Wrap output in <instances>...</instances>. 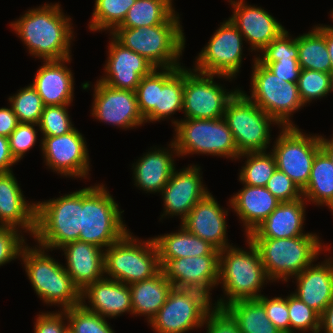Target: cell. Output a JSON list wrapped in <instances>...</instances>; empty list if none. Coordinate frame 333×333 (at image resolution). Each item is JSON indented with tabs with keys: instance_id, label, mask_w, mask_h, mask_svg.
Returning <instances> with one entry per match:
<instances>
[{
	"instance_id": "49",
	"label": "cell",
	"mask_w": 333,
	"mask_h": 333,
	"mask_svg": "<svg viewBox=\"0 0 333 333\" xmlns=\"http://www.w3.org/2000/svg\"><path fill=\"white\" fill-rule=\"evenodd\" d=\"M135 93L139 112L144 118L157 104L158 68L141 78Z\"/></svg>"
},
{
	"instance_id": "37",
	"label": "cell",
	"mask_w": 333,
	"mask_h": 333,
	"mask_svg": "<svg viewBox=\"0 0 333 333\" xmlns=\"http://www.w3.org/2000/svg\"><path fill=\"white\" fill-rule=\"evenodd\" d=\"M298 62L301 69L332 72L331 61L325 39V24L314 25L312 29L296 37Z\"/></svg>"
},
{
	"instance_id": "9",
	"label": "cell",
	"mask_w": 333,
	"mask_h": 333,
	"mask_svg": "<svg viewBox=\"0 0 333 333\" xmlns=\"http://www.w3.org/2000/svg\"><path fill=\"white\" fill-rule=\"evenodd\" d=\"M178 156L202 154L237 160L239 153L231 130L223 117L182 119L173 127Z\"/></svg>"
},
{
	"instance_id": "44",
	"label": "cell",
	"mask_w": 333,
	"mask_h": 333,
	"mask_svg": "<svg viewBox=\"0 0 333 333\" xmlns=\"http://www.w3.org/2000/svg\"><path fill=\"white\" fill-rule=\"evenodd\" d=\"M290 333H318L320 315L292 293L288 294Z\"/></svg>"
},
{
	"instance_id": "41",
	"label": "cell",
	"mask_w": 333,
	"mask_h": 333,
	"mask_svg": "<svg viewBox=\"0 0 333 333\" xmlns=\"http://www.w3.org/2000/svg\"><path fill=\"white\" fill-rule=\"evenodd\" d=\"M8 101L19 122L39 124L44 104L31 83L9 96Z\"/></svg>"
},
{
	"instance_id": "5",
	"label": "cell",
	"mask_w": 333,
	"mask_h": 333,
	"mask_svg": "<svg viewBox=\"0 0 333 333\" xmlns=\"http://www.w3.org/2000/svg\"><path fill=\"white\" fill-rule=\"evenodd\" d=\"M182 23L115 28L109 35L123 47L145 57L156 68L182 67L186 37ZM182 64V65H181Z\"/></svg>"
},
{
	"instance_id": "27",
	"label": "cell",
	"mask_w": 333,
	"mask_h": 333,
	"mask_svg": "<svg viewBox=\"0 0 333 333\" xmlns=\"http://www.w3.org/2000/svg\"><path fill=\"white\" fill-rule=\"evenodd\" d=\"M320 262L293 277L297 287L291 292L319 315L333 299V257L328 255Z\"/></svg>"
},
{
	"instance_id": "25",
	"label": "cell",
	"mask_w": 333,
	"mask_h": 333,
	"mask_svg": "<svg viewBox=\"0 0 333 333\" xmlns=\"http://www.w3.org/2000/svg\"><path fill=\"white\" fill-rule=\"evenodd\" d=\"M72 57L48 60L37 69L31 85L42 98L44 106L71 105L74 98L73 72L68 68Z\"/></svg>"
},
{
	"instance_id": "56",
	"label": "cell",
	"mask_w": 333,
	"mask_h": 333,
	"mask_svg": "<svg viewBox=\"0 0 333 333\" xmlns=\"http://www.w3.org/2000/svg\"><path fill=\"white\" fill-rule=\"evenodd\" d=\"M320 147L333 164V136H330L328 139L325 136L320 135Z\"/></svg>"
},
{
	"instance_id": "11",
	"label": "cell",
	"mask_w": 333,
	"mask_h": 333,
	"mask_svg": "<svg viewBox=\"0 0 333 333\" xmlns=\"http://www.w3.org/2000/svg\"><path fill=\"white\" fill-rule=\"evenodd\" d=\"M239 154L267 151L272 125L281 126L240 89L229 100L224 117Z\"/></svg>"
},
{
	"instance_id": "19",
	"label": "cell",
	"mask_w": 333,
	"mask_h": 333,
	"mask_svg": "<svg viewBox=\"0 0 333 333\" xmlns=\"http://www.w3.org/2000/svg\"><path fill=\"white\" fill-rule=\"evenodd\" d=\"M199 164L173 170L170 179L161 192L163 213L159 218L178 216L182 221L191 209L207 194L209 189L203 183Z\"/></svg>"
},
{
	"instance_id": "43",
	"label": "cell",
	"mask_w": 333,
	"mask_h": 333,
	"mask_svg": "<svg viewBox=\"0 0 333 333\" xmlns=\"http://www.w3.org/2000/svg\"><path fill=\"white\" fill-rule=\"evenodd\" d=\"M298 90L305 106L314 100L326 98L331 88V75L315 70L302 69L298 79Z\"/></svg>"
},
{
	"instance_id": "59",
	"label": "cell",
	"mask_w": 333,
	"mask_h": 333,
	"mask_svg": "<svg viewBox=\"0 0 333 333\" xmlns=\"http://www.w3.org/2000/svg\"><path fill=\"white\" fill-rule=\"evenodd\" d=\"M331 12H330V17H331V19H332V21H333V9L332 10H330ZM332 29H333V25H329Z\"/></svg>"
},
{
	"instance_id": "1",
	"label": "cell",
	"mask_w": 333,
	"mask_h": 333,
	"mask_svg": "<svg viewBox=\"0 0 333 333\" xmlns=\"http://www.w3.org/2000/svg\"><path fill=\"white\" fill-rule=\"evenodd\" d=\"M42 5L28 9L9 26L32 57L43 61L72 57L75 33L71 17L65 15L59 3Z\"/></svg>"
},
{
	"instance_id": "14",
	"label": "cell",
	"mask_w": 333,
	"mask_h": 333,
	"mask_svg": "<svg viewBox=\"0 0 333 333\" xmlns=\"http://www.w3.org/2000/svg\"><path fill=\"white\" fill-rule=\"evenodd\" d=\"M269 150L277 169L284 172L303 191L308 184L313 160L321 150L320 135L307 134L298 126L280 127L279 135Z\"/></svg>"
},
{
	"instance_id": "21",
	"label": "cell",
	"mask_w": 333,
	"mask_h": 333,
	"mask_svg": "<svg viewBox=\"0 0 333 333\" xmlns=\"http://www.w3.org/2000/svg\"><path fill=\"white\" fill-rule=\"evenodd\" d=\"M104 76L98 80L116 89L134 91L141 78L150 74L156 67L145 57L123 47L112 36L109 37Z\"/></svg>"
},
{
	"instance_id": "46",
	"label": "cell",
	"mask_w": 333,
	"mask_h": 333,
	"mask_svg": "<svg viewBox=\"0 0 333 333\" xmlns=\"http://www.w3.org/2000/svg\"><path fill=\"white\" fill-rule=\"evenodd\" d=\"M35 127H37L35 129ZM39 125L35 123L19 122L16 129L8 137L12 156L17 162L37 143Z\"/></svg>"
},
{
	"instance_id": "48",
	"label": "cell",
	"mask_w": 333,
	"mask_h": 333,
	"mask_svg": "<svg viewBox=\"0 0 333 333\" xmlns=\"http://www.w3.org/2000/svg\"><path fill=\"white\" fill-rule=\"evenodd\" d=\"M265 308L267 317L278 328L281 333H290V319L288 311L287 296H265L264 294L257 299Z\"/></svg>"
},
{
	"instance_id": "3",
	"label": "cell",
	"mask_w": 333,
	"mask_h": 333,
	"mask_svg": "<svg viewBox=\"0 0 333 333\" xmlns=\"http://www.w3.org/2000/svg\"><path fill=\"white\" fill-rule=\"evenodd\" d=\"M49 250L39 245L26 244L20 260L28 280L38 298L48 306L60 307V311L81 304V292L73 284L63 263L51 257Z\"/></svg>"
},
{
	"instance_id": "57",
	"label": "cell",
	"mask_w": 333,
	"mask_h": 333,
	"mask_svg": "<svg viewBox=\"0 0 333 333\" xmlns=\"http://www.w3.org/2000/svg\"><path fill=\"white\" fill-rule=\"evenodd\" d=\"M325 39L333 72V29L329 24L325 25Z\"/></svg>"
},
{
	"instance_id": "6",
	"label": "cell",
	"mask_w": 333,
	"mask_h": 333,
	"mask_svg": "<svg viewBox=\"0 0 333 333\" xmlns=\"http://www.w3.org/2000/svg\"><path fill=\"white\" fill-rule=\"evenodd\" d=\"M123 212L105 184L82 188L79 241L107 249L130 231L122 218Z\"/></svg>"
},
{
	"instance_id": "20",
	"label": "cell",
	"mask_w": 333,
	"mask_h": 333,
	"mask_svg": "<svg viewBox=\"0 0 333 333\" xmlns=\"http://www.w3.org/2000/svg\"><path fill=\"white\" fill-rule=\"evenodd\" d=\"M233 14L229 19L243 35L252 53L258 54L285 29L277 19L264 8L251 5L245 0H228Z\"/></svg>"
},
{
	"instance_id": "16",
	"label": "cell",
	"mask_w": 333,
	"mask_h": 333,
	"mask_svg": "<svg viewBox=\"0 0 333 333\" xmlns=\"http://www.w3.org/2000/svg\"><path fill=\"white\" fill-rule=\"evenodd\" d=\"M40 149L47 168L63 177L88 179L89 150L84 135L75 127L60 136H41Z\"/></svg>"
},
{
	"instance_id": "32",
	"label": "cell",
	"mask_w": 333,
	"mask_h": 333,
	"mask_svg": "<svg viewBox=\"0 0 333 333\" xmlns=\"http://www.w3.org/2000/svg\"><path fill=\"white\" fill-rule=\"evenodd\" d=\"M256 59L280 79L298 83L301 68L298 62V43L289 31L284 30L272 40Z\"/></svg>"
},
{
	"instance_id": "26",
	"label": "cell",
	"mask_w": 333,
	"mask_h": 333,
	"mask_svg": "<svg viewBox=\"0 0 333 333\" xmlns=\"http://www.w3.org/2000/svg\"><path fill=\"white\" fill-rule=\"evenodd\" d=\"M81 304L108 319H116L126 313L133 315L129 285L105 277L89 284L81 292Z\"/></svg>"
},
{
	"instance_id": "18",
	"label": "cell",
	"mask_w": 333,
	"mask_h": 333,
	"mask_svg": "<svg viewBox=\"0 0 333 333\" xmlns=\"http://www.w3.org/2000/svg\"><path fill=\"white\" fill-rule=\"evenodd\" d=\"M220 250L210 255L167 259L160 267L175 288L200 290L212 299L218 286Z\"/></svg>"
},
{
	"instance_id": "10",
	"label": "cell",
	"mask_w": 333,
	"mask_h": 333,
	"mask_svg": "<svg viewBox=\"0 0 333 333\" xmlns=\"http://www.w3.org/2000/svg\"><path fill=\"white\" fill-rule=\"evenodd\" d=\"M250 95L240 89L250 100L271 116L281 127L298 126L292 118L303 104L298 84L287 82L261 64L256 55L252 58Z\"/></svg>"
},
{
	"instance_id": "12",
	"label": "cell",
	"mask_w": 333,
	"mask_h": 333,
	"mask_svg": "<svg viewBox=\"0 0 333 333\" xmlns=\"http://www.w3.org/2000/svg\"><path fill=\"white\" fill-rule=\"evenodd\" d=\"M212 308V299L200 290L173 287L148 326L155 333H187L203 328Z\"/></svg>"
},
{
	"instance_id": "15",
	"label": "cell",
	"mask_w": 333,
	"mask_h": 333,
	"mask_svg": "<svg viewBox=\"0 0 333 333\" xmlns=\"http://www.w3.org/2000/svg\"><path fill=\"white\" fill-rule=\"evenodd\" d=\"M218 29L195 57L193 69L206 73L236 78L243 62V35L228 18L220 22Z\"/></svg>"
},
{
	"instance_id": "55",
	"label": "cell",
	"mask_w": 333,
	"mask_h": 333,
	"mask_svg": "<svg viewBox=\"0 0 333 333\" xmlns=\"http://www.w3.org/2000/svg\"><path fill=\"white\" fill-rule=\"evenodd\" d=\"M318 333H333V299L320 315V329Z\"/></svg>"
},
{
	"instance_id": "22",
	"label": "cell",
	"mask_w": 333,
	"mask_h": 333,
	"mask_svg": "<svg viewBox=\"0 0 333 333\" xmlns=\"http://www.w3.org/2000/svg\"><path fill=\"white\" fill-rule=\"evenodd\" d=\"M229 208L220 206L211 192L207 193L180 222L190 233L209 242L218 250L230 245L227 233Z\"/></svg>"
},
{
	"instance_id": "17",
	"label": "cell",
	"mask_w": 333,
	"mask_h": 333,
	"mask_svg": "<svg viewBox=\"0 0 333 333\" xmlns=\"http://www.w3.org/2000/svg\"><path fill=\"white\" fill-rule=\"evenodd\" d=\"M81 86L83 90L94 86L90 113L99 122L117 126L122 130H131L145 125L134 91L116 89L99 80L94 85L87 81Z\"/></svg>"
},
{
	"instance_id": "53",
	"label": "cell",
	"mask_w": 333,
	"mask_h": 333,
	"mask_svg": "<svg viewBox=\"0 0 333 333\" xmlns=\"http://www.w3.org/2000/svg\"><path fill=\"white\" fill-rule=\"evenodd\" d=\"M19 121L10 106L0 108V136L9 137L16 129Z\"/></svg>"
},
{
	"instance_id": "7",
	"label": "cell",
	"mask_w": 333,
	"mask_h": 333,
	"mask_svg": "<svg viewBox=\"0 0 333 333\" xmlns=\"http://www.w3.org/2000/svg\"><path fill=\"white\" fill-rule=\"evenodd\" d=\"M82 219V189L36 202L37 245L53 251L79 240Z\"/></svg>"
},
{
	"instance_id": "54",
	"label": "cell",
	"mask_w": 333,
	"mask_h": 333,
	"mask_svg": "<svg viewBox=\"0 0 333 333\" xmlns=\"http://www.w3.org/2000/svg\"><path fill=\"white\" fill-rule=\"evenodd\" d=\"M17 163L11 154L9 139L0 136V173L13 171L11 167Z\"/></svg>"
},
{
	"instance_id": "2",
	"label": "cell",
	"mask_w": 333,
	"mask_h": 333,
	"mask_svg": "<svg viewBox=\"0 0 333 333\" xmlns=\"http://www.w3.org/2000/svg\"><path fill=\"white\" fill-rule=\"evenodd\" d=\"M245 239L248 250L233 243L220 250L218 285H221L224 295L215 301L213 307L224 309L235 301L258 299L263 295L262 288L272 283L255 244L248 236Z\"/></svg>"
},
{
	"instance_id": "30",
	"label": "cell",
	"mask_w": 333,
	"mask_h": 333,
	"mask_svg": "<svg viewBox=\"0 0 333 333\" xmlns=\"http://www.w3.org/2000/svg\"><path fill=\"white\" fill-rule=\"evenodd\" d=\"M307 201L302 197L290 202H280L271 214L256 229L249 238H294L306 236L304 222Z\"/></svg>"
},
{
	"instance_id": "28",
	"label": "cell",
	"mask_w": 333,
	"mask_h": 333,
	"mask_svg": "<svg viewBox=\"0 0 333 333\" xmlns=\"http://www.w3.org/2000/svg\"><path fill=\"white\" fill-rule=\"evenodd\" d=\"M62 250L64 265L73 284L82 292L89 284L101 280L104 275V249L82 241L67 243Z\"/></svg>"
},
{
	"instance_id": "45",
	"label": "cell",
	"mask_w": 333,
	"mask_h": 333,
	"mask_svg": "<svg viewBox=\"0 0 333 333\" xmlns=\"http://www.w3.org/2000/svg\"><path fill=\"white\" fill-rule=\"evenodd\" d=\"M70 105L44 106L39 122L41 136H60L71 132L75 127L70 118Z\"/></svg>"
},
{
	"instance_id": "4",
	"label": "cell",
	"mask_w": 333,
	"mask_h": 333,
	"mask_svg": "<svg viewBox=\"0 0 333 333\" xmlns=\"http://www.w3.org/2000/svg\"><path fill=\"white\" fill-rule=\"evenodd\" d=\"M258 249L268 278L276 283H287L305 268L317 261L318 256L331 252L330 245L320 241L319 235L310 233L294 238H250Z\"/></svg>"
},
{
	"instance_id": "34",
	"label": "cell",
	"mask_w": 333,
	"mask_h": 333,
	"mask_svg": "<svg viewBox=\"0 0 333 333\" xmlns=\"http://www.w3.org/2000/svg\"><path fill=\"white\" fill-rule=\"evenodd\" d=\"M176 232L153 237L158 249L160 266L167 259L210 255L216 248L188 232L181 224Z\"/></svg>"
},
{
	"instance_id": "47",
	"label": "cell",
	"mask_w": 333,
	"mask_h": 333,
	"mask_svg": "<svg viewBox=\"0 0 333 333\" xmlns=\"http://www.w3.org/2000/svg\"><path fill=\"white\" fill-rule=\"evenodd\" d=\"M23 235L24 232L15 227L0 228V267L20 258L21 250L27 244Z\"/></svg>"
},
{
	"instance_id": "13",
	"label": "cell",
	"mask_w": 333,
	"mask_h": 333,
	"mask_svg": "<svg viewBox=\"0 0 333 333\" xmlns=\"http://www.w3.org/2000/svg\"><path fill=\"white\" fill-rule=\"evenodd\" d=\"M215 78L232 81L234 78L206 74L184 66L183 119H216L224 117L229 100L240 87L225 89Z\"/></svg>"
},
{
	"instance_id": "39",
	"label": "cell",
	"mask_w": 333,
	"mask_h": 333,
	"mask_svg": "<svg viewBox=\"0 0 333 333\" xmlns=\"http://www.w3.org/2000/svg\"><path fill=\"white\" fill-rule=\"evenodd\" d=\"M241 158L242 161L246 158L238 175L241 184L265 187L277 169L273 153L271 151L250 152L240 154L237 160Z\"/></svg>"
},
{
	"instance_id": "31",
	"label": "cell",
	"mask_w": 333,
	"mask_h": 333,
	"mask_svg": "<svg viewBox=\"0 0 333 333\" xmlns=\"http://www.w3.org/2000/svg\"><path fill=\"white\" fill-rule=\"evenodd\" d=\"M184 66L158 68V97L155 107L144 117L145 123L172 119L175 126L180 119L172 118L183 110Z\"/></svg>"
},
{
	"instance_id": "24",
	"label": "cell",
	"mask_w": 333,
	"mask_h": 333,
	"mask_svg": "<svg viewBox=\"0 0 333 333\" xmlns=\"http://www.w3.org/2000/svg\"><path fill=\"white\" fill-rule=\"evenodd\" d=\"M26 200L13 171L0 173V222L33 237L36 202Z\"/></svg>"
},
{
	"instance_id": "52",
	"label": "cell",
	"mask_w": 333,
	"mask_h": 333,
	"mask_svg": "<svg viewBox=\"0 0 333 333\" xmlns=\"http://www.w3.org/2000/svg\"><path fill=\"white\" fill-rule=\"evenodd\" d=\"M206 333H240L236 321L225 310L213 307L206 315L204 325Z\"/></svg>"
},
{
	"instance_id": "33",
	"label": "cell",
	"mask_w": 333,
	"mask_h": 333,
	"mask_svg": "<svg viewBox=\"0 0 333 333\" xmlns=\"http://www.w3.org/2000/svg\"><path fill=\"white\" fill-rule=\"evenodd\" d=\"M172 288L161 270L151 278L130 284L133 316H144L149 323L165 304Z\"/></svg>"
},
{
	"instance_id": "51",
	"label": "cell",
	"mask_w": 333,
	"mask_h": 333,
	"mask_svg": "<svg viewBox=\"0 0 333 333\" xmlns=\"http://www.w3.org/2000/svg\"><path fill=\"white\" fill-rule=\"evenodd\" d=\"M34 323V333H69L64 311L39 312Z\"/></svg>"
},
{
	"instance_id": "50",
	"label": "cell",
	"mask_w": 333,
	"mask_h": 333,
	"mask_svg": "<svg viewBox=\"0 0 333 333\" xmlns=\"http://www.w3.org/2000/svg\"><path fill=\"white\" fill-rule=\"evenodd\" d=\"M280 202H290L303 197L302 191L284 172L276 169L265 186Z\"/></svg>"
},
{
	"instance_id": "38",
	"label": "cell",
	"mask_w": 333,
	"mask_h": 333,
	"mask_svg": "<svg viewBox=\"0 0 333 333\" xmlns=\"http://www.w3.org/2000/svg\"><path fill=\"white\" fill-rule=\"evenodd\" d=\"M224 309L236 321L240 333H281L257 299L235 301Z\"/></svg>"
},
{
	"instance_id": "36",
	"label": "cell",
	"mask_w": 333,
	"mask_h": 333,
	"mask_svg": "<svg viewBox=\"0 0 333 333\" xmlns=\"http://www.w3.org/2000/svg\"><path fill=\"white\" fill-rule=\"evenodd\" d=\"M302 194L307 203L328 207L333 215V164L322 150L313 160L310 178Z\"/></svg>"
},
{
	"instance_id": "8",
	"label": "cell",
	"mask_w": 333,
	"mask_h": 333,
	"mask_svg": "<svg viewBox=\"0 0 333 333\" xmlns=\"http://www.w3.org/2000/svg\"><path fill=\"white\" fill-rule=\"evenodd\" d=\"M130 231L104 250L105 278L130 285L155 276L160 270L153 237L142 240Z\"/></svg>"
},
{
	"instance_id": "35",
	"label": "cell",
	"mask_w": 333,
	"mask_h": 333,
	"mask_svg": "<svg viewBox=\"0 0 333 333\" xmlns=\"http://www.w3.org/2000/svg\"><path fill=\"white\" fill-rule=\"evenodd\" d=\"M174 0H136L123 22L116 28H139L162 23H181Z\"/></svg>"
},
{
	"instance_id": "29",
	"label": "cell",
	"mask_w": 333,
	"mask_h": 333,
	"mask_svg": "<svg viewBox=\"0 0 333 333\" xmlns=\"http://www.w3.org/2000/svg\"><path fill=\"white\" fill-rule=\"evenodd\" d=\"M243 188L229 198L228 206L239 217L248 236L261 224L280 201L266 187L242 184Z\"/></svg>"
},
{
	"instance_id": "23",
	"label": "cell",
	"mask_w": 333,
	"mask_h": 333,
	"mask_svg": "<svg viewBox=\"0 0 333 333\" xmlns=\"http://www.w3.org/2000/svg\"><path fill=\"white\" fill-rule=\"evenodd\" d=\"M179 158L175 144L170 141L165 147H150L148 152L136 159L132 166L134 186L146 193H160L170 179Z\"/></svg>"
},
{
	"instance_id": "42",
	"label": "cell",
	"mask_w": 333,
	"mask_h": 333,
	"mask_svg": "<svg viewBox=\"0 0 333 333\" xmlns=\"http://www.w3.org/2000/svg\"><path fill=\"white\" fill-rule=\"evenodd\" d=\"M69 333H115L107 318L87 310L82 304L63 310Z\"/></svg>"
},
{
	"instance_id": "40",
	"label": "cell",
	"mask_w": 333,
	"mask_h": 333,
	"mask_svg": "<svg viewBox=\"0 0 333 333\" xmlns=\"http://www.w3.org/2000/svg\"><path fill=\"white\" fill-rule=\"evenodd\" d=\"M136 0H95L92 17L88 28L90 31L104 32L109 34L118 27L125 19L129 8Z\"/></svg>"
},
{
	"instance_id": "58",
	"label": "cell",
	"mask_w": 333,
	"mask_h": 333,
	"mask_svg": "<svg viewBox=\"0 0 333 333\" xmlns=\"http://www.w3.org/2000/svg\"><path fill=\"white\" fill-rule=\"evenodd\" d=\"M330 75H331V88H330V92H333V72H331Z\"/></svg>"
}]
</instances>
